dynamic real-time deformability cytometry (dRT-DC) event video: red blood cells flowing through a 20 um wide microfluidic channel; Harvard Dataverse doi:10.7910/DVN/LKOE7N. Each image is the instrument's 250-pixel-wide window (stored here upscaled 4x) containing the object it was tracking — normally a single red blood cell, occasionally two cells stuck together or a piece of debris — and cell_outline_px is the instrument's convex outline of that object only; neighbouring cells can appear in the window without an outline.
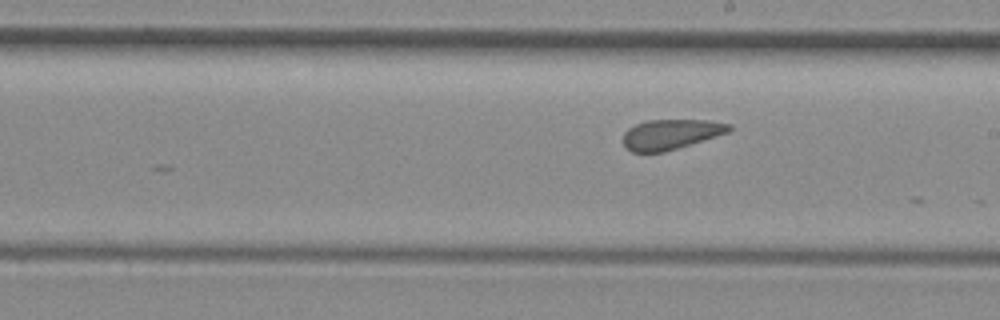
{"species": "common noctule bat (a hibernating species)", "species_latin": "Nyctalus noctula", "temperature_condition": "room temperature", "stored_images_in_passage": 10, "camera_frame_rate_fps": 3000, "um_per_image_px": 0.085, "animal": {"sex": "female", "body_mass_g": 29.2, "forearm_length_mm": 56.3}, "frame": {"image": 1, "passage_image": 10, "time_ms": 3.0, "image_size_px": [1000, 320], "cell_outline_px": [[732, 128], [728, 132], [716, 136], [664, 152], [632, 152], [624, 144], [624, 132], [628, 128], [636, 124], [648, 120], [708, 120], [732, 124]], "centroid_in_image_um": [57.03, 11.4], "position_along_channel_um": 232.0, "area_um2": 18.38}}